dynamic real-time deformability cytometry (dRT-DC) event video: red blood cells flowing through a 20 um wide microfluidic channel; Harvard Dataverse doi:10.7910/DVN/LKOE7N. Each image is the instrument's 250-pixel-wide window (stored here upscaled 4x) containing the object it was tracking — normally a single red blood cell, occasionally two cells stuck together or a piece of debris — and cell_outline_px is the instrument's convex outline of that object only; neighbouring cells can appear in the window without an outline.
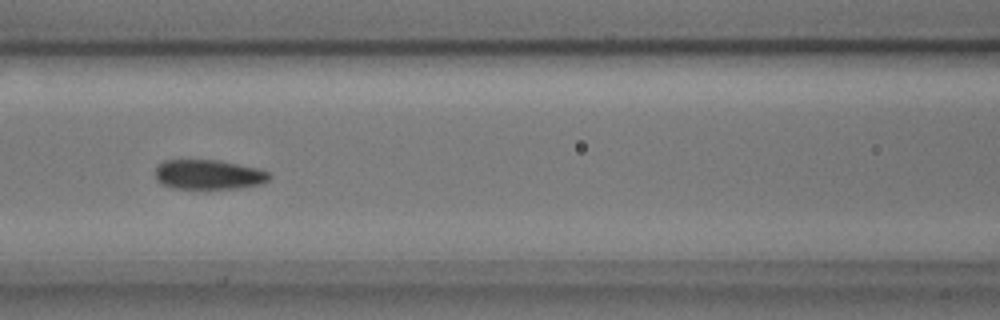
{"species": "common noctule bat (a hibernating species)", "species_latin": "Nyctalus noctula", "temperature_condition": "cold", "stored_images_in_passage": 11, "camera_frame_rate_fps": 3000, "um_per_image_px": 0.085, "animal": {"sex": "male", "body_mass_g": 17.9, "forearm_length_mm": 54.2}, "frame": {"image": 1, "passage_image": 4, "time_ms": 1.0, "image_size_px": [1000, 320], "cell_outline_px": [[272, 176], [268, 180], [260, 184], [240, 188], [172, 188], [160, 184], [156, 180], [156, 164], [164, 160], [220, 160], [260, 168], [268, 172]], "centroid_in_image_um": [17.72, 14.83], "position_along_channel_um": 148.9, "area_um2": 19.94}}
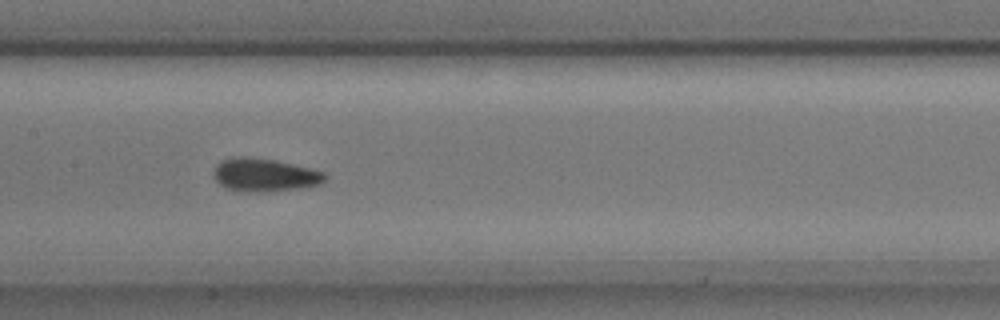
{"frame": {"image": 2, "passage_image": 5, "time_ms": 1.333, "image_size_px": [1000, 320], "cell_outline_px": [[328, 176], [320, 184], [296, 188], [260, 192], [236, 192], [220, 184], [216, 180], [212, 172], [216, 164], [232, 156], [248, 156], [276, 160], [324, 172]], "centroid_in_image_um": [22.43, 14.86], "position_along_channel_um": 185.0, "area_um2": 21.5}}
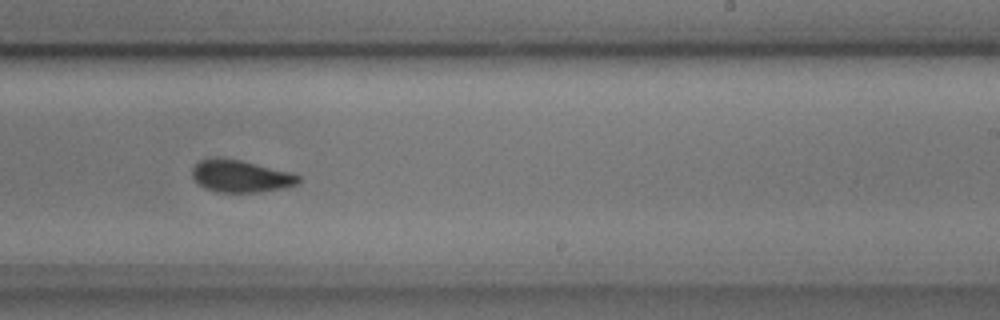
{"frame": {"image": 3, "passage_image": 7, "time_ms": 2.0, "image_size_px": [1000, 320], "cell_outline_px": [[300, 180], [296, 184], [284, 188], [260, 192], [216, 192], [204, 188], [192, 176], [192, 168], [200, 160], [216, 156], [240, 160], [292, 172], [300, 176]], "centroid_in_image_um": [20.45, 14.96], "position_along_channel_um": 268.6, "area_um2": 20.06}}